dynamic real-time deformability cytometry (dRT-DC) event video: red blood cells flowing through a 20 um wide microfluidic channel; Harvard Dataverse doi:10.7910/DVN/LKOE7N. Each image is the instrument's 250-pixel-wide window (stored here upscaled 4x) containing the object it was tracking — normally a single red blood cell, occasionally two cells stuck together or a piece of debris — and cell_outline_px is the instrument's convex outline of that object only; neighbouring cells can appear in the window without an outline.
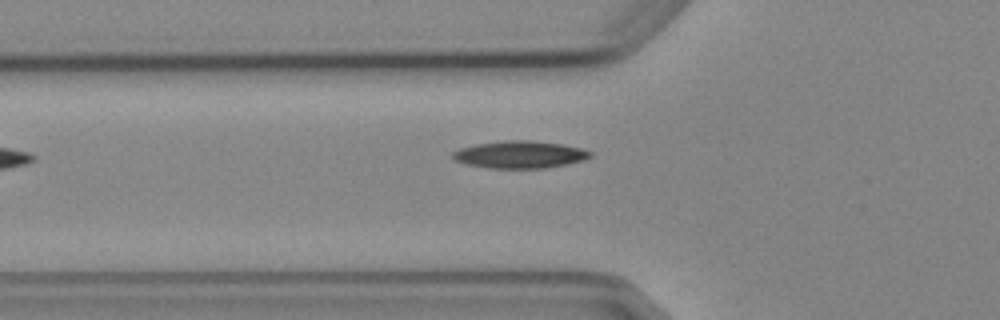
{"species": "Egyptian fruit bat (a non-hibernating species)", "species_latin": "Rousettus aegyptiacus", "temperature_condition": "cold", "stored_images_in_passage": 3, "camera_frame_rate_fps": 3000, "um_per_image_px": 0.085, "animal": {"sex": "female"}, "frame": {"image": 1, "passage_image": 3, "time_ms": 2.667, "image_size_px": [1000, 320], "cell_outline_px": [[592, 156], [584, 160], [568, 164], [544, 168], [488, 168], [468, 164], [452, 160], [452, 152], [460, 148], [476, 144], [508, 140], [528, 140], [560, 144], [580, 148], [592, 152]], "centroid_in_image_um": [44.17, 13.14], "position_along_channel_um": 81.6, "area_um2": 21.79}}